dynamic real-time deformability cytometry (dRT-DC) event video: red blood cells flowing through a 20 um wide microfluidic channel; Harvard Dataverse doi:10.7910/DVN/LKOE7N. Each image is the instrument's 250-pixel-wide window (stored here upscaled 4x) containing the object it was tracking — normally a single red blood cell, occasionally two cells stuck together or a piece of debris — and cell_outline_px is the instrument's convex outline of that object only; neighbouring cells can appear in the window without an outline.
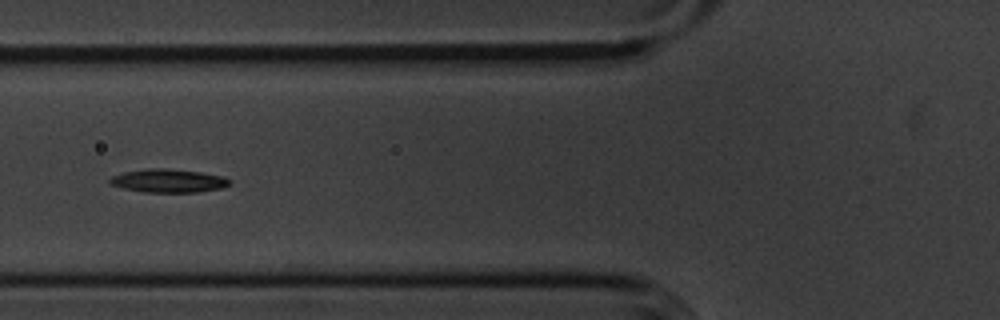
{"species": "common noctule bat (a hibernating species)", "species_latin": "Nyctalus noctula", "temperature_condition": "cold", "stored_images_in_passage": 25, "camera_frame_rate_fps": 3000, "um_per_image_px": 0.085, "animal": {"sex": "male", "body_mass_g": 20.1, "forearm_length_mm": 53.5}, "frame": {"image": 1, "passage_image": 11, "time_ms": 3.333, "image_size_px": [1000, 320], "cell_outline_px": [[228, 184], [224, 188], [196, 192], [144, 192], [124, 188], [112, 184], [108, 180], [112, 176], [124, 172], [148, 168], [164, 168], [200, 172], [220, 176], [228, 180]], "centroid_in_image_um": [14.28, 15.36], "position_along_channel_um": 111.5, "area_um2": 16.01}}